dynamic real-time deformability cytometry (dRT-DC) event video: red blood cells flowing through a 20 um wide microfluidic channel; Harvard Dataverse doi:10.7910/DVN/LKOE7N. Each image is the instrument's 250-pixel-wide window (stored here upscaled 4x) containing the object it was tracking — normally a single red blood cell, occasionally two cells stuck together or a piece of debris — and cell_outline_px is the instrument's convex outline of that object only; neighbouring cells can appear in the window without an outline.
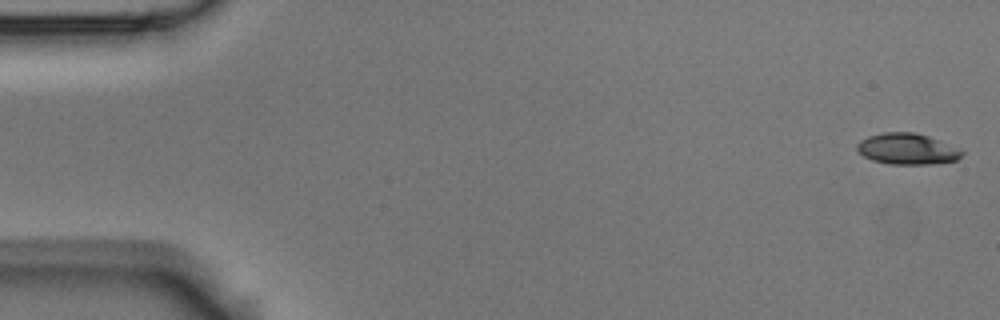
{"species": "Egyptian fruit bat (a non-hibernating species)", "species_latin": "Rousettus aegyptiacus", "temperature_condition": "room temperature", "stored_images_in_passage": 6, "segment_of_instrument_passage": [1, 2], "camera_frame_rate_fps": 3000, "um_per_image_px": 0.085, "animal": {"sex": "male"}, "frame": {"image": 1, "passage_image": 1, "time_ms": 0.0, "image_size_px": [1000, 320], "cell_outline_px": [[964, 152], [956, 160], [932, 164], [888, 164], [872, 160], [864, 156], [856, 148], [856, 144], [860, 140], [868, 136], [884, 132], [916, 132], [928, 136], [960, 148]], "centroid_in_image_um": [77.1, 12.65], "position_along_channel_um": 7.9, "area_um2": 19.02}}
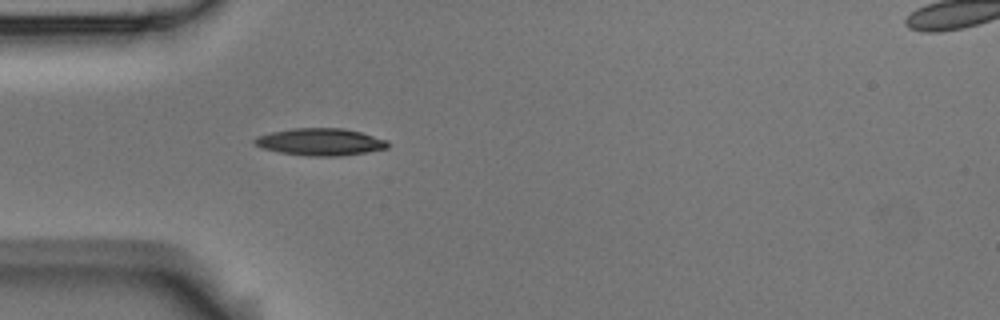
{"frame": {"image": 2, "passage_image": 5, "time_ms": 1.333, "image_size_px": [1000, 320], "cell_outline_px": [[388, 148], [340, 156], [308, 156], [280, 152], [264, 148], [256, 144], [252, 140], [256, 136], [272, 132], [292, 128], [344, 128], [360, 132], [388, 140]], "centroid_in_image_um": [27.23, 12.05], "position_along_channel_um": 57.8, "area_um2": 20.92}}